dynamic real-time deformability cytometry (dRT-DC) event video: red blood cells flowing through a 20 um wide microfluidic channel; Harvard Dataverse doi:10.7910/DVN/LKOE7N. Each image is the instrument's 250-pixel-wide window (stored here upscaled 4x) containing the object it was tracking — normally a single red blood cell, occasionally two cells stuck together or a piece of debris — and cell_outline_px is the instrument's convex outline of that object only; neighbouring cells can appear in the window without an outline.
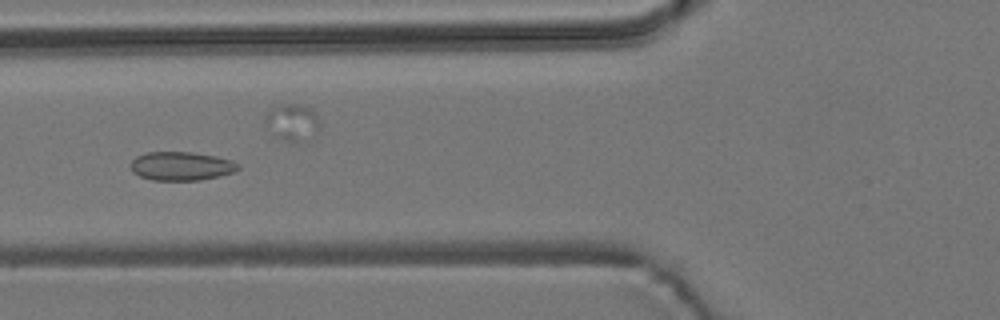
{"species": "common noctule bat (a hibernating species)", "species_latin": "Nyctalus noctula", "temperature_condition": "room temperature", "stored_images_in_passage": 7, "camera_frame_rate_fps": 3000, "um_per_image_px": 0.085, "animal": {"sex": "male", "body_mass_g": 19.2, "forearm_length_mm": 51.8}, "frame": {"image": 1, "passage_image": 4, "time_ms": 3.333, "image_size_px": [1000, 320], "cell_outline_px": [[240, 168], [236, 172], [220, 176], [200, 180], [152, 180], [140, 176], [132, 172], [132, 160], [136, 156], [144, 152], [192, 152], [216, 156], [232, 160], [240, 164]], "centroid_in_image_um": [15.45, 14.11], "position_along_channel_um": 110.4, "area_um2": 18.15}}
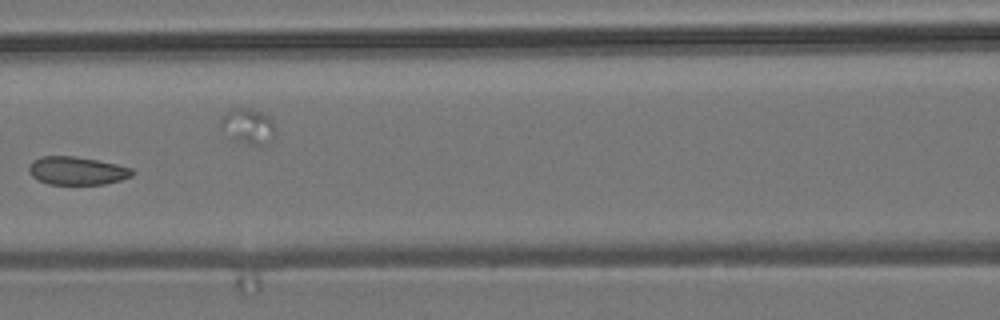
{"frame": {"image": 2, "passage_image": 5, "time_ms": 4.667, "image_size_px": [1000, 320], "cell_outline_px": [[136, 172], [132, 176], [120, 180], [104, 184], [48, 184], [32, 176], [28, 172], [28, 168], [32, 160], [40, 156], [76, 156], [116, 164], [132, 168]], "centroid_in_image_um": [6.54, 14.5], "position_along_channel_um": 160.1, "area_um2": 16.99}}
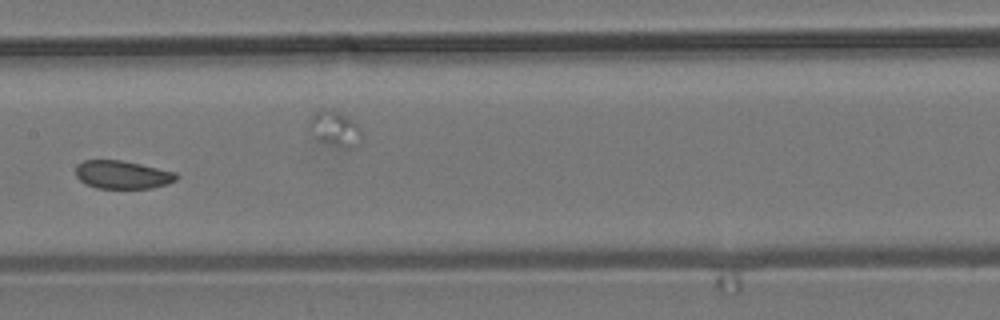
{"frame": {"image": 3, "passage_image": 6, "time_ms": 5.667, "image_size_px": [1000, 320], "cell_outline_px": [[180, 176], [176, 180], [168, 184], [152, 188], [96, 188], [80, 180], [76, 176], [76, 168], [84, 160], [120, 160], [140, 164], [176, 172]], "centroid_in_image_um": [10.45, 14.85], "position_along_channel_um": 196.9, "area_um2": 16.42}}